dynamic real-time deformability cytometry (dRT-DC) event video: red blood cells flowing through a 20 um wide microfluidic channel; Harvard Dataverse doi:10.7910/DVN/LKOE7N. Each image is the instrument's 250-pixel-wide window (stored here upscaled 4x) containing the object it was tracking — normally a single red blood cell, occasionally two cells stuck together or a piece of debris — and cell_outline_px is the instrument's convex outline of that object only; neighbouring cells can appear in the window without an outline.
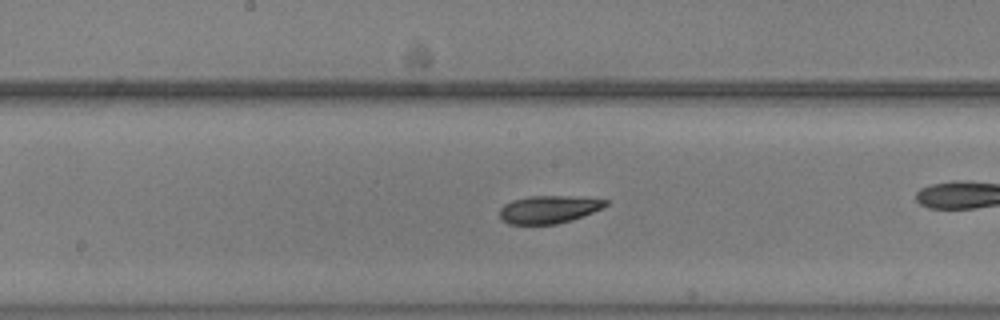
{"species": "common noctule bat (a hibernating species)", "species_latin": "Nyctalus noctula", "temperature_condition": "warm", "stored_images_in_passage": 33, "camera_frame_rate_fps": 3000, "um_per_image_px": 0.085, "animal": {"sex": "male", "body_mass_g": 20.5, "forearm_length_mm": 52.5}, "frame": {"image": 1, "passage_image": 11, "time_ms": 3.333, "image_size_px": [1000, 320], "cell_outline_px": [[608, 204], [604, 208], [572, 220], [556, 224], [508, 224], [500, 216], [500, 208], [504, 204], [512, 200], [528, 196], [576, 196], [608, 200]], "centroid_in_image_um": [46.67, 17.79], "position_along_channel_um": 201.5, "area_um2": 17.22}}